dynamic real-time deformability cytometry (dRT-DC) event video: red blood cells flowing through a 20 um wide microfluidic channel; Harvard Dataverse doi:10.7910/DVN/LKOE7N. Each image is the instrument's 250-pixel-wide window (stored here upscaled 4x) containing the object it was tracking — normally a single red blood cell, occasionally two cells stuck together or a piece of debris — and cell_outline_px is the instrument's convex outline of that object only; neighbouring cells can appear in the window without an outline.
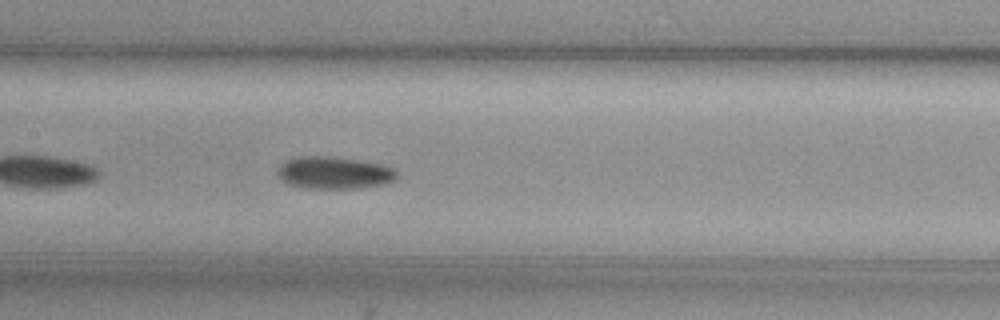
{"species": "common noctule bat (a hibernating species)", "species_latin": "Nyctalus noctula", "temperature_condition": "cold", "stored_images_in_passage": 40, "camera_frame_rate_fps": 3000, "um_per_image_px": 0.085, "animal": {"sex": "female", "body_mass_g": 29.2, "forearm_length_mm": 56.3}, "frame": {"image": 1, "passage_image": 12, "time_ms": 3.667, "image_size_px": [1000, 320], "cell_outline_px": [[400, 176], [396, 180], [384, 184], [356, 188], [304, 188], [288, 184], [280, 180], [276, 172], [276, 168], [284, 160], [300, 156], [332, 156], [384, 164], [396, 168]], "centroid_in_image_um": [28.41, 14.67], "position_along_channel_um": 179.0, "area_um2": 23.0}}
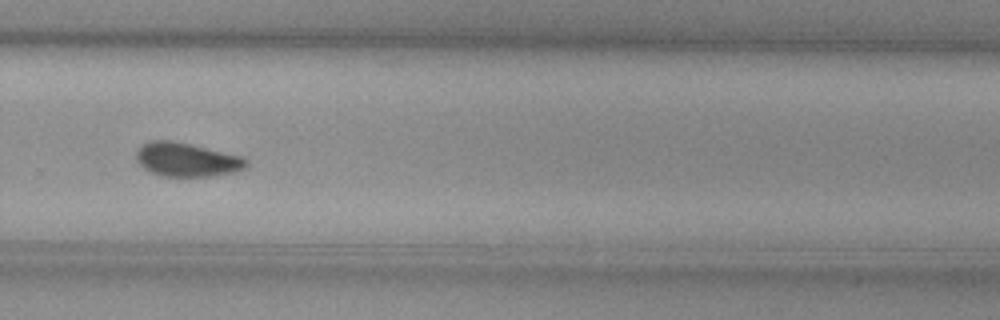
{"frame": {"image": 2, "passage_image": 23, "time_ms": 7.333, "image_size_px": [1000, 320], "cell_outline_px": [[248, 168], [232, 172], [212, 176], [160, 176], [144, 168], [136, 160], [136, 148], [140, 144], [148, 140], [168, 140], [188, 144], [244, 156], [248, 160]], "centroid_in_image_um": [15.86, 13.56], "position_along_channel_um": 313.9, "area_um2": 21.85}, "authors_computed_cell_mechanics": {"area_um2": 21.7906, "velocity_mm_per_s": 3.6978, "shape_relaxation_time_tau1_ms": 5.8592, "shape_relaxation_time_tau2_ms": null, "deformation_change_tau1": 0.1305, "deformation_change_tau2": null}}